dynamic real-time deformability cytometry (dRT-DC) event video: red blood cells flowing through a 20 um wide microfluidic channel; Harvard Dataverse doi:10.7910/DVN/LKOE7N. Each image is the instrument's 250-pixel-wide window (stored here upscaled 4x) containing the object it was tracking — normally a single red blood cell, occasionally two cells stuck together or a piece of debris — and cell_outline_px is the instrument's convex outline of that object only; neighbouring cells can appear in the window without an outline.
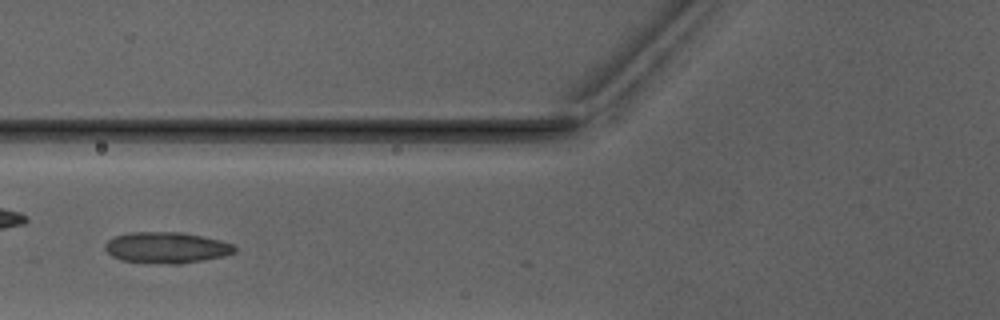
{"species": "Egyptian fruit bat (a non-hibernating species)", "species_latin": "Rousettus aegyptiacus", "temperature_condition": "warm", "stored_images_in_passage": 4, "camera_frame_rate_fps": 3000, "um_per_image_px": 0.085, "animal": {"sex": "male"}, "frame": {"image": 1, "passage_image": 3, "time_ms": 2.667, "image_size_px": [1000, 320], "cell_outline_px": [[236, 252], [224, 256], [180, 264], [168, 264], [120, 260], [112, 256], [104, 248], [104, 244], [108, 240], [116, 236], [132, 232], [180, 232], [220, 240], [232, 244], [236, 248]], "centroid_in_image_um": [14.15, 21.05], "position_along_channel_um": 111.7, "area_um2": 23.35}}
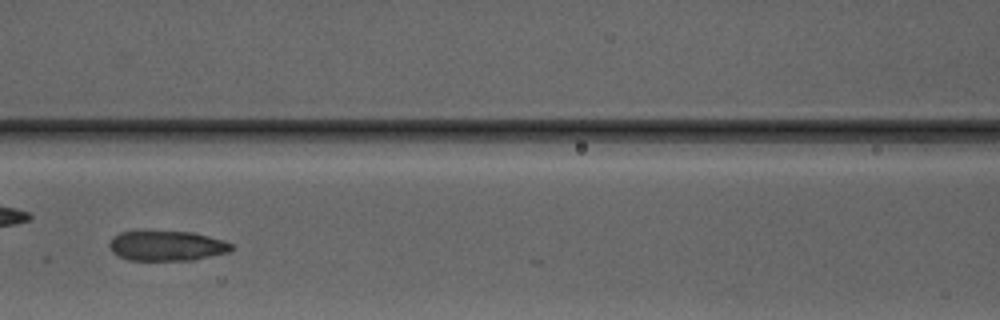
{"frame": {"image": 2, "passage_image": 4, "time_ms": 3.667, "image_size_px": [1000, 320], "cell_outline_px": [[232, 248], [228, 252], [192, 260], [128, 260], [116, 256], [112, 252], [108, 244], [112, 236], [120, 232], [136, 228], [192, 232], [224, 240], [232, 244]], "centroid_in_image_um": [14.06, 20.84], "position_along_channel_um": 152.5, "area_um2": 22.25}}